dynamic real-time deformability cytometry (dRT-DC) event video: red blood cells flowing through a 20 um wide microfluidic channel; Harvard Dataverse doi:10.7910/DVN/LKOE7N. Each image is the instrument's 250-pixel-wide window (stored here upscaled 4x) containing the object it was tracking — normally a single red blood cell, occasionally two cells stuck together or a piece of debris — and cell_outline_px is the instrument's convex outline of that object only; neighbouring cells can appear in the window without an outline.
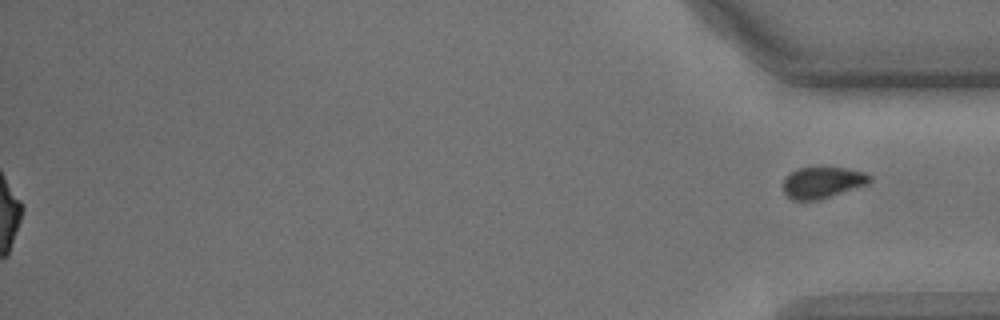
{"species": "common noctule bat (a hibernating species)", "species_latin": "Nyctalus noctula", "temperature_condition": "cold", "stored_images_in_passage": 57, "segment_of_instrument_passage": [2, 2], "camera_frame_rate_fps": 3000, "um_per_image_px": 0.085, "animal": {"sex": "male", "body_mass_g": 15.6}, "frame": {"image": 1, "passage_image": 57, "time_ms": 18.667, "image_size_px": [1000, 320], "cell_outline_px": [[872, 180], [868, 184], [820, 200], [792, 200], [784, 192], [784, 176], [800, 168], [816, 164], [820, 164], [844, 168], [864, 172], [872, 176]], "centroid_in_image_um": [69.92, 15.47], "position_along_channel_um": 365.3, "area_um2": 16.42}}